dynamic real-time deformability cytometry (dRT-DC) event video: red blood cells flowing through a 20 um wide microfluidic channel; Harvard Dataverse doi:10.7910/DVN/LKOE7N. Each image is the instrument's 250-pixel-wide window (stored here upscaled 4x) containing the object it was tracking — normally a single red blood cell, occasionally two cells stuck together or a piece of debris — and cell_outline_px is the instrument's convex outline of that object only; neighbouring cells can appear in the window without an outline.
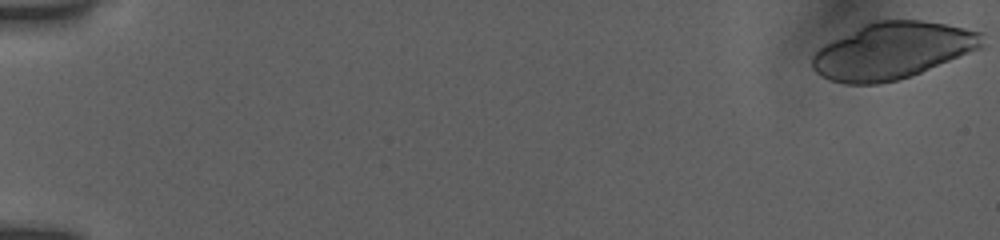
{"species": "human", "species_latin": "Homo sapiens", "temperature_condition": "room temperature", "stored_images_in_passage": 22, "camera_frame_rate_fps": 3000, "um_per_image_px": 0.085, "donor": {"sex": "female"}, "frame": {"image": 1, "passage_image": 1, "time_ms": 0.0, "image_size_px": [1000, 240], "cell_outline_px": [[984, 44], [980, 48], [920, 72], [896, 80], [876, 84], [844, 84], [828, 80], [820, 76], [812, 68], [812, 56], [820, 48], [864, 24], [876, 20], [924, 20], [984, 32]], "centroid_in_image_um": [75.86, 4.31], "position_along_channel_um": 9.1, "area_um2": 55.37}}
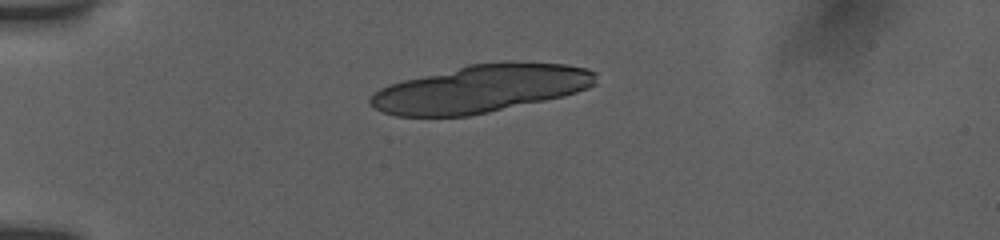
{"frame": {"image": 2, "passage_image": 15, "time_ms": 4.667, "image_size_px": [1000, 240], "cell_outline_px": [[596, 84], [588, 88], [564, 96], [488, 112], [468, 116], [396, 116], [384, 112], [368, 104], [368, 100], [380, 88], [388, 84], [468, 64], [512, 60], [564, 64], [588, 68], [596, 72]], "centroid_in_image_um": [40.91, 7.52], "position_along_channel_um": 44.1, "area_um2": 62.83}}